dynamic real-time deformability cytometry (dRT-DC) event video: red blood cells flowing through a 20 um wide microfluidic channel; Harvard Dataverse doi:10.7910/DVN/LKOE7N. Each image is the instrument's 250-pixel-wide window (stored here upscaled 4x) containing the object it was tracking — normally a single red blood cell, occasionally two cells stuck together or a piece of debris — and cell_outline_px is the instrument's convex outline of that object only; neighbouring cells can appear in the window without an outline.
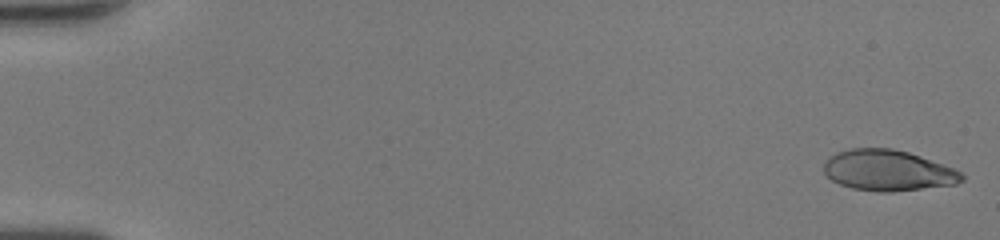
{"species": "human", "species_latin": "Homo sapiens", "temperature_condition": "room temperature", "stored_images_in_passage": 49, "camera_frame_rate_fps": 3000, "um_per_image_px": 0.085, "donor": {"sex": "female"}, "frame": {"image": 1, "passage_image": 1, "time_ms": 0.0, "image_size_px": [1000, 240], "cell_outline_px": [[964, 180], [956, 184], [892, 192], [876, 192], [852, 188], [840, 184], [832, 180], [824, 172], [824, 160], [828, 156], [836, 152], [848, 148], [892, 148], [908, 152], [920, 156], [952, 168], [960, 172], [964, 176]], "centroid_in_image_um": [75.43, 14.48], "position_along_channel_um": 9.6, "area_um2": 32.89}}
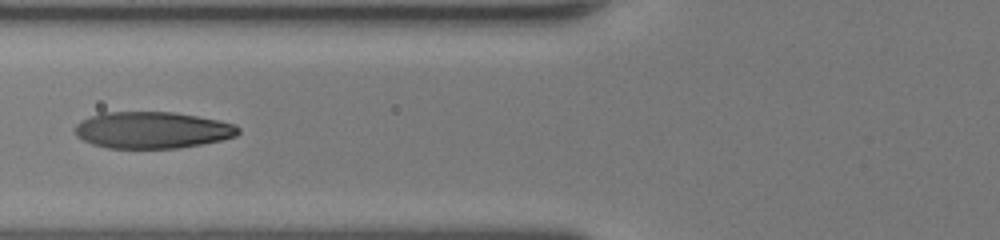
{"frame": {"image": 2, "passage_image": 21, "time_ms": 6.667, "image_size_px": [1000, 240], "cell_outline_px": [[240, 132], [236, 136], [220, 140], [180, 148], [108, 148], [92, 144], [76, 136], [76, 124], [80, 120], [88, 116], [100, 112], [172, 112], [220, 120], [236, 124], [240, 128]], "centroid_in_image_um": [12.94, 11.05], "position_along_channel_um": 112.9, "area_um2": 35.03}}
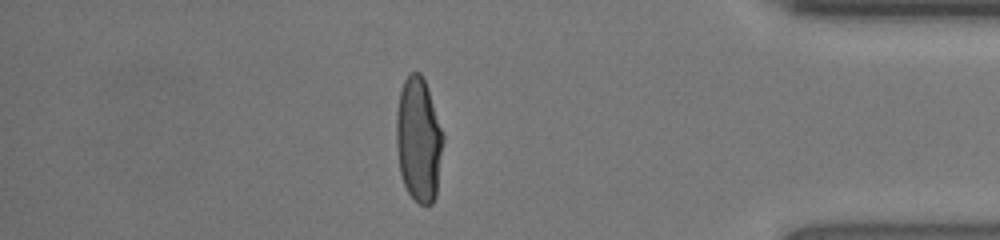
{"frame": {"image": 3, "passage_image": 43, "time_ms": 14.0, "image_size_px": [1000, 240], "cell_outline_px": [[444, 140], [436, 196], [432, 204], [420, 204], [408, 192], [404, 184], [400, 172], [396, 144], [396, 112], [400, 88], [404, 80], [412, 72], [420, 72], [428, 88], [444, 136]], "centroid_in_image_um": [35.58, 11.86], "position_along_channel_um": 399.6, "area_um2": 34.04}, "authors_computed_cell_mechanics": {"area_um2": 34.391, "velocity_mm_per_s": 4.3202, "shape_relaxation_time_tau1_ms": 3.8782, "shape_relaxation_time_tau2_ms": 0.5937, "deformation_change_tau1": 0.2291, "deformation_change_tau2": 0.0608}}